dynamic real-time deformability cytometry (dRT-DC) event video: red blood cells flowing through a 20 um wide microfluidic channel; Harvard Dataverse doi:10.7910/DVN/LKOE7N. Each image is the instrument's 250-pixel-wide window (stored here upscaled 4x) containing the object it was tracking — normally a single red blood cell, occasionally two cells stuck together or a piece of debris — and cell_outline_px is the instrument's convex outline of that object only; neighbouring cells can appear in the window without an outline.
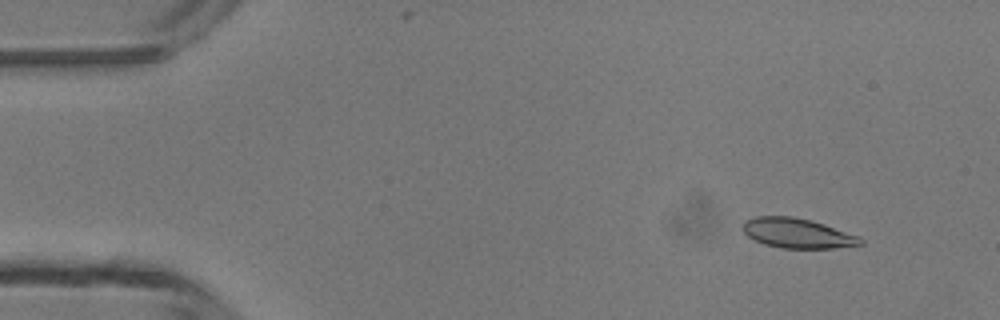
{"species": "common noctule bat (a hibernating species)", "species_latin": "Nyctalus noctula", "temperature_condition": "room temperature", "stored_images_in_passage": 5, "camera_frame_rate_fps": 3000, "um_per_image_px": 0.085, "animal": {"sex": "male", "body_mass_g": 13.3}, "frame": {"image": 1, "passage_image": 2, "time_ms": 1.0, "image_size_px": [1000, 320], "cell_outline_px": [[864, 244], [832, 248], [784, 248], [764, 244], [748, 236], [740, 228], [744, 220], [756, 216], [792, 216], [824, 224], [860, 236], [864, 240]], "centroid_in_image_um": [67.77, 19.82], "position_along_channel_um": 17.2, "area_um2": 20.46}}
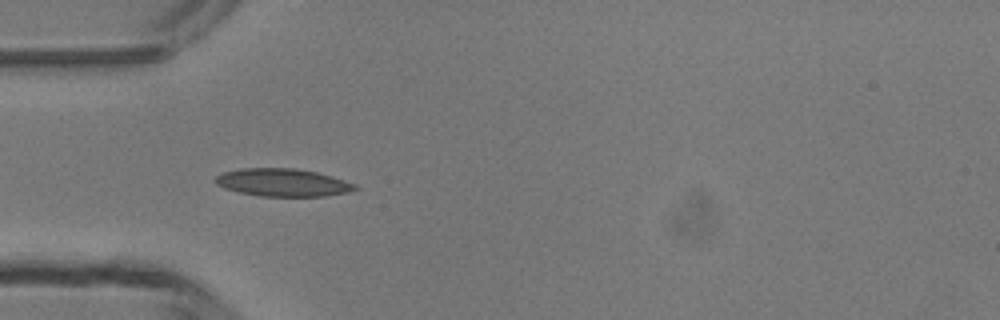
{"frame": {"image": 2, "passage_image": 5, "time_ms": 4.333, "image_size_px": [1000, 320], "cell_outline_px": [[360, 188], [348, 192], [328, 196], [260, 196], [240, 192], [224, 188], [216, 184], [212, 180], [216, 176], [224, 172], [240, 168], [296, 168], [316, 172], [332, 176], [356, 184]], "centroid_in_image_um": [24.04, 15.51], "position_along_channel_um": 61.0, "area_um2": 22.72}}